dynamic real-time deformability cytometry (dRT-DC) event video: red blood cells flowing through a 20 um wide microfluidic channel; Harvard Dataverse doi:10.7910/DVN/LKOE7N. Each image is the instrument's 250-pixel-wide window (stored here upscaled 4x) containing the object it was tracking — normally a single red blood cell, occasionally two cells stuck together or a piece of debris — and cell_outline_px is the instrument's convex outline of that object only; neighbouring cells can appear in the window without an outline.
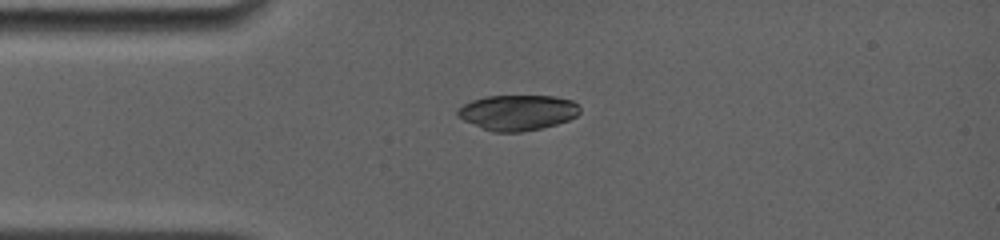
{"species": "common noctule bat (a hibernating species)", "species_latin": "Nyctalus noctula", "temperature_condition": "room temperature", "stored_images_in_passage": 3, "segment_of_instrument_passage": [1, 2], "camera_frame_rate_fps": 4000, "um_per_image_px": 0.085, "animal": {"sex": "female", "body_mass_g": 19.0, "forearm_length_mm": 56.7}, "frame": {"image": 1, "passage_image": 1, "time_ms": 0.0, "image_size_px": [1000, 240], "cell_outline_px": [[580, 112], [576, 116], [568, 120], [556, 124], [540, 128], [520, 132], [492, 132], [464, 120], [456, 116], [456, 112], [464, 104], [472, 100], [484, 96], [556, 96], [572, 100], [580, 108]], "centroid_in_image_um": [43.99, 9.56], "position_along_channel_um": 41.0, "area_um2": 25.14}}